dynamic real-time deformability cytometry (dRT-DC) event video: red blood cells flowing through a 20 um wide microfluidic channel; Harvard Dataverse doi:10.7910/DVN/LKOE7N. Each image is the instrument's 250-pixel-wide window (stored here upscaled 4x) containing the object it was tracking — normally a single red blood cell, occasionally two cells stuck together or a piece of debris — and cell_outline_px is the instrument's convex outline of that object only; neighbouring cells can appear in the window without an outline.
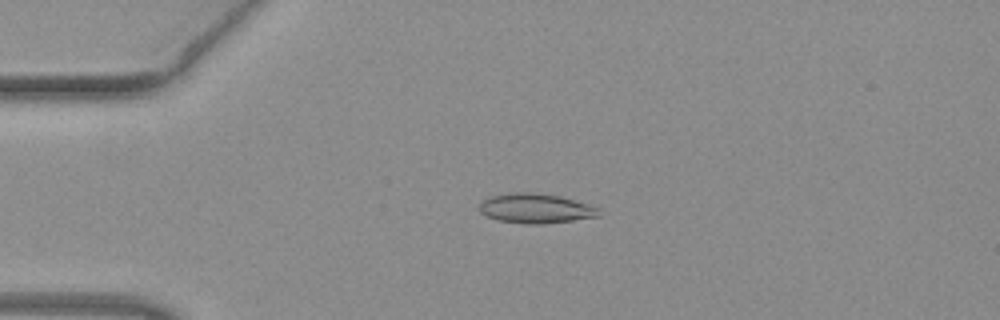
{"species": "common noctule bat (a hibernating species)", "species_latin": "Nyctalus noctula", "temperature_condition": "warm", "stored_images_in_passage": 51, "camera_frame_rate_fps": 3000, "um_per_image_px": 0.085, "animal": {"sex": "female", "body_mass_g": 19.3, "forearm_length_mm": 54.1}, "frame": {"image": 1, "passage_image": 12, "time_ms": 3.667, "image_size_px": [1000, 320], "cell_outline_px": [[600, 216], [572, 220], [540, 224], [524, 224], [496, 220], [480, 212], [480, 204], [484, 200], [492, 196], [512, 192], [536, 192], [560, 196], [588, 204], [596, 208]], "centroid_in_image_um": [45.5, 17.71], "position_along_channel_um": 39.5, "area_um2": 20.46}}
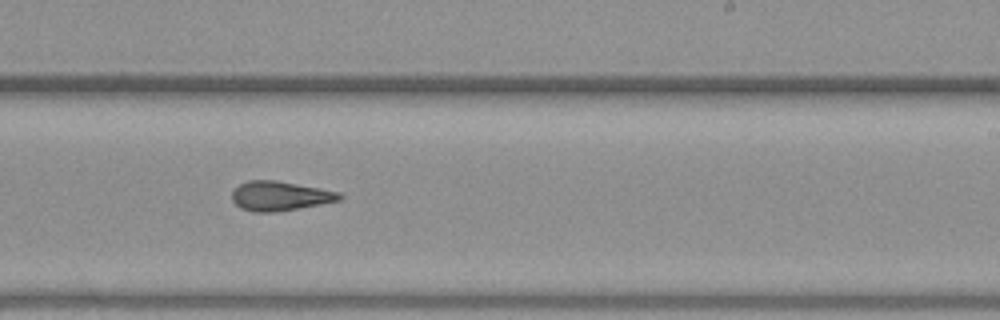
{"frame": {"image": 2, "passage_image": 31, "time_ms": 10.0, "image_size_px": [1000, 320], "cell_outline_px": [[344, 196], [340, 200], [320, 204], [276, 212], [252, 212], [240, 208], [232, 200], [232, 192], [240, 184], [248, 180], [276, 180], [320, 188], [340, 192]], "centroid_in_image_um": [23.79, 16.66], "position_along_channel_um": 265.2, "area_um2": 18.44}}
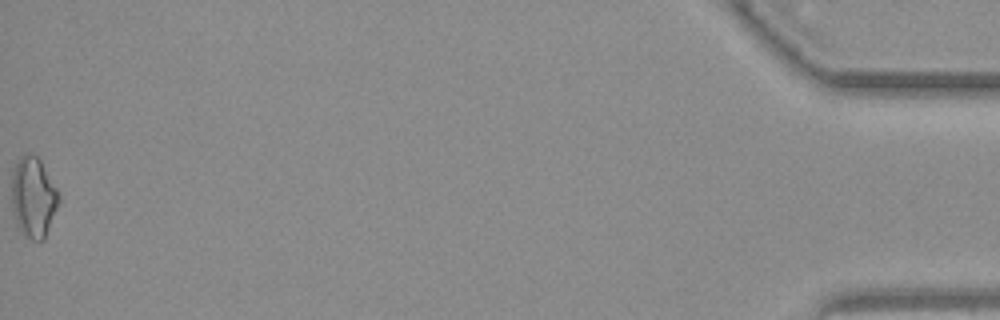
{"frame": {"image": 3, "passage_image": 51, "time_ms": 16.667, "image_size_px": [1000, 320], "cell_outline_px": [[60, 200], [44, 240], [32, 240], [16, 224], [12, 208], [12, 172], [20, 156], [24, 152], [28, 152], [36, 156], [40, 160], [56, 188], [60, 196]], "centroid_in_image_um": [2.83, 16.74], "position_along_channel_um": 432.4, "area_um2": 21.85}, "authors_computed_cell_mechanics": {"area_um2": 19.1896, "velocity_mm_per_s": 4.064, "shape_relaxation_time_tau1_ms": null, "shape_relaxation_time_tau2_ms": 3.501, "deformation_change_tau1": null, "deformation_change_tau2": 0.1164}}